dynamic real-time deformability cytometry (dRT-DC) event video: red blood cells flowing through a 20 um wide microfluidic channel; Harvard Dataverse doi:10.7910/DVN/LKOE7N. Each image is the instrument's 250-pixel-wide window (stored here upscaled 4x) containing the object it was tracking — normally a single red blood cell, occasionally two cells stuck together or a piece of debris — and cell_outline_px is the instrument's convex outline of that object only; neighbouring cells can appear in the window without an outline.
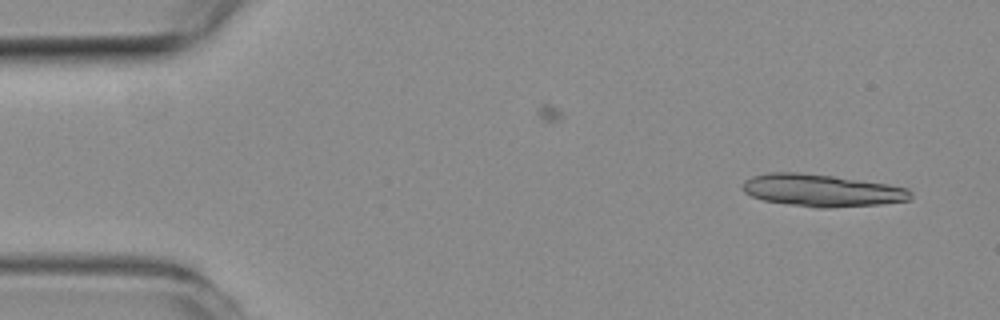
{"species": "common noctule bat (a hibernating species)", "species_latin": "Nyctalus noctula", "temperature_condition": "room temperature", "stored_images_in_passage": 50, "camera_frame_rate_fps": 3000, "um_per_image_px": 0.085, "animal": {"sex": "female", "body_mass_g": 19.3, "forearm_length_mm": 54.1}, "frame": {"image": 1, "passage_image": 2, "time_ms": 0.333, "image_size_px": [1000, 320], "cell_outline_px": [[912, 196], [908, 200], [880, 204], [828, 208], [816, 208], [788, 204], [764, 200], [752, 196], [744, 192], [740, 188], [744, 180], [752, 176], [768, 172], [800, 172], [832, 176], [888, 184], [908, 188], [912, 192]], "centroid_in_image_um": [69.82, 16.18], "position_along_channel_um": 15.2, "area_um2": 31.67}}
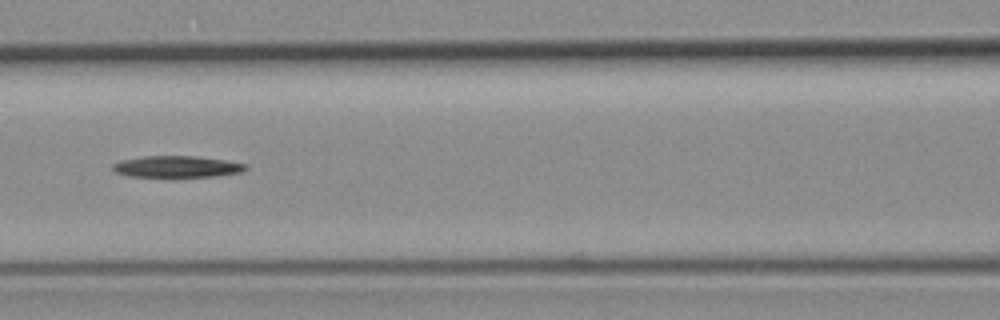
{"frame": {"image": 2, "passage_image": 21, "time_ms": 6.667, "image_size_px": [1000, 320], "cell_outline_px": [[248, 168], [244, 172], [216, 176], [128, 176], [116, 172], [112, 168], [112, 164], [120, 160], [144, 156], [196, 156], [224, 160], [248, 164]], "centroid_in_image_um": [15.07, 14.15], "position_along_channel_um": 151.5, "area_um2": 16.59}}
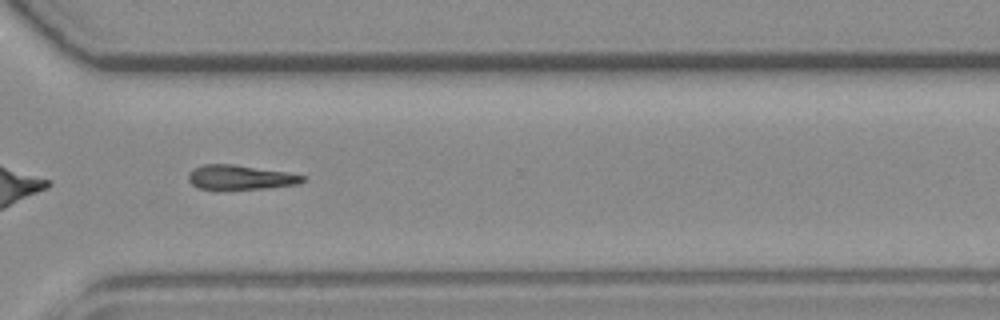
{"frame": {"image": 3, "passage_image": 36, "time_ms": 11.667, "image_size_px": [1000, 320], "cell_outline_px": [[308, 176], [300, 184], [264, 188], [200, 188], [192, 184], [188, 180], [188, 172], [192, 168], [204, 164], [232, 164], [284, 172]], "centroid_in_image_um": [20.42, 15.05], "position_along_channel_um": 350.2, "area_um2": 15.95}, "authors_computed_cell_mechanics": {"area_um2": 17.2533, "velocity_mm_per_s": 3.9801, "shape_relaxation_time_tau1_ms": 9.9398, "shape_relaxation_time_tau2_ms": null, "deformation_change_tau1": 0.1975, "deformation_change_tau2": null}}